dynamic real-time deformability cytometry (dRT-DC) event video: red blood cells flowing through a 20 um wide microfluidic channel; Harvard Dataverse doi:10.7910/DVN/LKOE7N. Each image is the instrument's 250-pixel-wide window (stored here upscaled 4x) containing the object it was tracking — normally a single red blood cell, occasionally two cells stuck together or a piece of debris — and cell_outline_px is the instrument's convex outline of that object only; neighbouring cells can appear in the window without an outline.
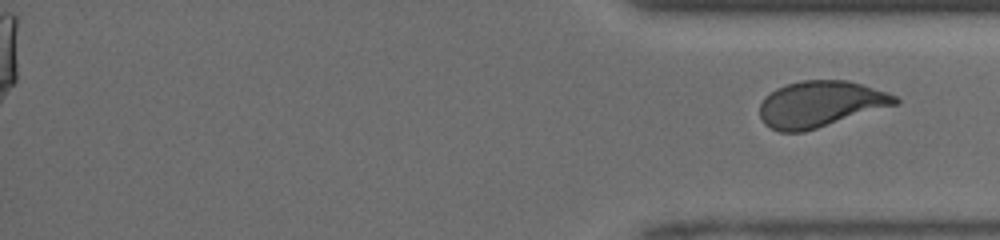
{"species": "human", "species_latin": "Homo sapiens", "temperature_condition": "room temperature", "stored_images_in_passage": 32, "segment_of_instrument_passage": [2, 2], "camera_frame_rate_fps": 3000, "um_per_image_px": 0.085, "donor": {"sex": "male"}, "frame": {"image": 1, "passage_image": 32, "time_ms": 10.333, "image_size_px": [1000, 240], "cell_outline_px": [[900, 104], [804, 132], [780, 132], [764, 124], [760, 116], [760, 104], [764, 96], [776, 88], [788, 84], [804, 80], [848, 80], [896, 96], [900, 100]], "centroid_in_image_um": [69.72, 8.86], "position_along_channel_um": 365.5, "area_um2": 36.41}}